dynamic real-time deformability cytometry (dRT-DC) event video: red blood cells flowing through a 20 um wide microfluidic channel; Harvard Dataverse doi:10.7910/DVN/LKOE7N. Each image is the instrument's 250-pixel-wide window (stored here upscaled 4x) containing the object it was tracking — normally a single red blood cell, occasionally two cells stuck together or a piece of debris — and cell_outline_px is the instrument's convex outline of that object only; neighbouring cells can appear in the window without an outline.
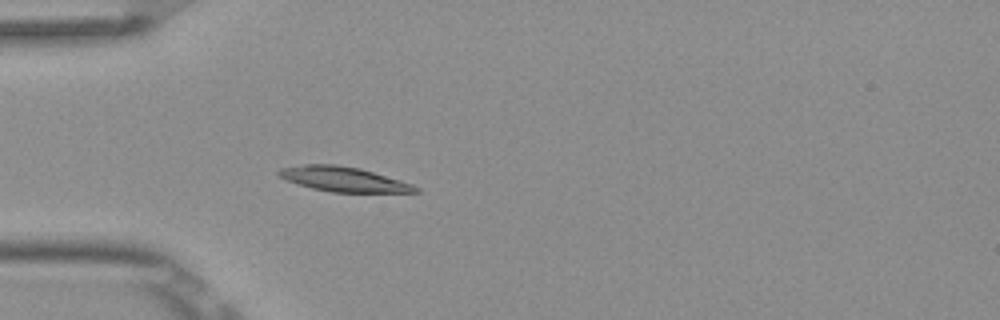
{"species": "Egyptian fruit bat (a non-hibernating species)", "species_latin": "Rousettus aegyptiacus", "temperature_condition": "room temperature", "stored_images_in_passage": 5, "camera_frame_rate_fps": 3000, "um_per_image_px": 0.085, "frame": {"image": 1, "passage_image": 5, "time_ms": 1.333, "image_size_px": [1000, 320], "cell_outline_px": [[420, 192], [332, 192], [312, 188], [288, 180], [280, 176], [276, 172], [280, 168], [304, 164], [336, 164], [360, 168], [400, 180], [412, 184], [420, 188]], "centroid_in_image_um": [29.22, 15.22], "position_along_channel_um": 55.8, "area_um2": 19.54}}